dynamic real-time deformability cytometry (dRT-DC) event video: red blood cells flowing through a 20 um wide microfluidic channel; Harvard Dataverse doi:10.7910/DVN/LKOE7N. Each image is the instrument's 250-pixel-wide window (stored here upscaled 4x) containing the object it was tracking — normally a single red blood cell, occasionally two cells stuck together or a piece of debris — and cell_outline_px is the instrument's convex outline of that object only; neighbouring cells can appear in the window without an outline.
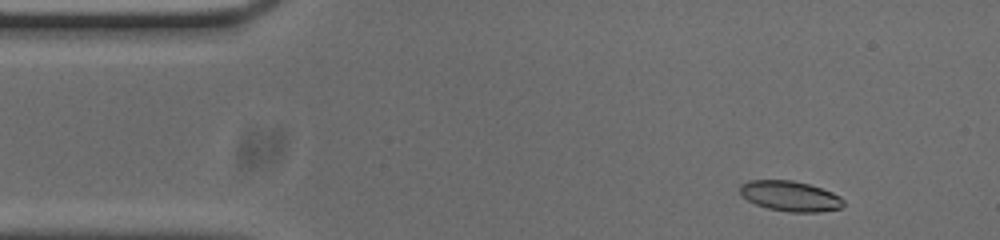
{"species": "common noctule bat (a hibernating species)", "species_latin": "Nyctalus noctula", "temperature_condition": "cold", "stored_images_in_passage": 51, "camera_frame_rate_fps": 3000, "um_per_image_px": 0.085, "animal": {"sex": "male", "body_mass_g": 20.0, "forearm_length_mm": 53.3}, "frame": {"image": 1, "passage_image": 3, "time_ms": 0.667, "image_size_px": [1000, 240], "cell_outline_px": [[844, 204], [840, 208], [820, 212], [788, 212], [768, 208], [756, 204], [748, 200], [740, 192], [740, 184], [748, 180], [792, 180], [808, 184], [832, 192], [840, 196], [844, 200]], "centroid_in_image_um": [67.17, 16.67], "position_along_channel_um": 17.8, "area_um2": 18.21}}
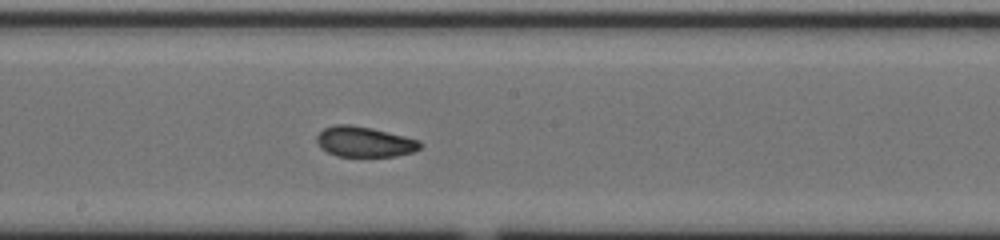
{"frame": {"image": 2, "passage_image": 25, "time_ms": 8.0, "image_size_px": [1000, 240], "cell_outline_px": [[424, 144], [416, 152], [396, 156], [336, 156], [320, 148], [316, 140], [316, 136], [324, 128], [336, 124], [352, 124], [372, 128], [420, 140]], "centroid_in_image_um": [31.0, 12.05], "position_along_channel_um": 217.2, "area_um2": 18.5}}
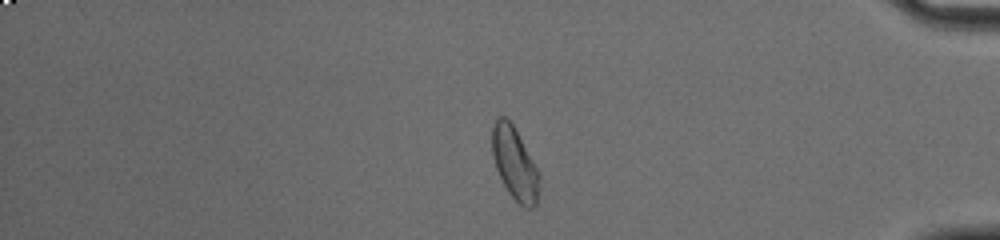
{"frame": {"image": 3, "passage_image": 42, "time_ms": 13.667, "image_size_px": [1000, 240], "cell_outline_px": [[540, 180], [536, 204], [532, 208], [524, 208], [508, 192], [496, 168], [492, 152], [492, 128], [496, 120], [500, 116], [504, 116], [512, 124], [536, 168], [540, 176]], "centroid_in_image_um": [43.74, 13.93], "position_along_channel_um": 391.5, "area_um2": 19.31}, "authors_computed_cell_mechanics": {"area_um2": 18.9584, "velocity_mm_per_s": 3.7181, "shape_relaxation_time_tau1_ms": 9.5872, "shape_relaxation_time_tau2_ms": 2.3672, "deformation_change_tau1": 0.1546, "deformation_change_tau2": 0.0691}}